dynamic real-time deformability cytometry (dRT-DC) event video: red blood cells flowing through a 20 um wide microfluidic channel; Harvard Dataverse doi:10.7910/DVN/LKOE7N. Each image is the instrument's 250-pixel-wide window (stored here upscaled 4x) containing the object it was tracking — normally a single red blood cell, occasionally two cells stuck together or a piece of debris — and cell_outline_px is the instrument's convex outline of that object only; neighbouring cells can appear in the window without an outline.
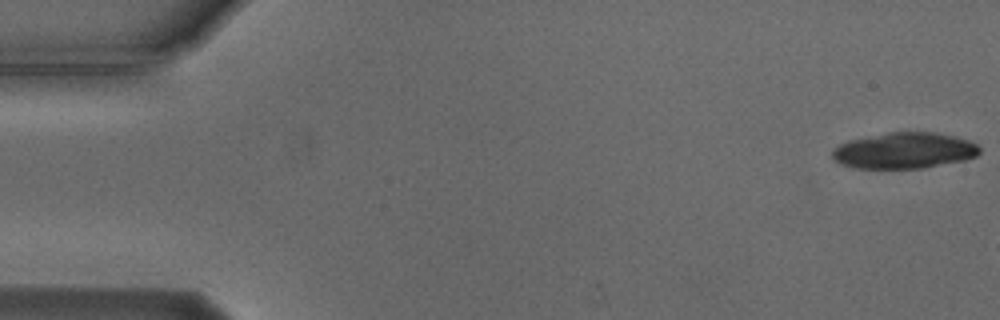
{"species": "Egyptian fruit bat (a non-hibernating species)", "species_latin": "Rousettus aegyptiacus", "temperature_condition": "cold", "stored_images_in_passage": 7, "camera_frame_rate_fps": 3000, "um_per_image_px": 0.085, "animal": {"sex": "male"}, "frame": {"image": 1, "passage_image": 1, "time_ms": 0.0, "image_size_px": [1000, 320], "cell_outline_px": [[980, 152], [976, 156], [964, 160], [924, 168], [856, 168], [840, 164], [832, 156], [832, 148], [848, 140], [892, 132], [932, 132], [952, 136], [968, 140], [976, 144], [980, 148]], "centroid_in_image_um": [76.85, 12.8], "position_along_channel_um": 8.2, "area_um2": 30.75}}